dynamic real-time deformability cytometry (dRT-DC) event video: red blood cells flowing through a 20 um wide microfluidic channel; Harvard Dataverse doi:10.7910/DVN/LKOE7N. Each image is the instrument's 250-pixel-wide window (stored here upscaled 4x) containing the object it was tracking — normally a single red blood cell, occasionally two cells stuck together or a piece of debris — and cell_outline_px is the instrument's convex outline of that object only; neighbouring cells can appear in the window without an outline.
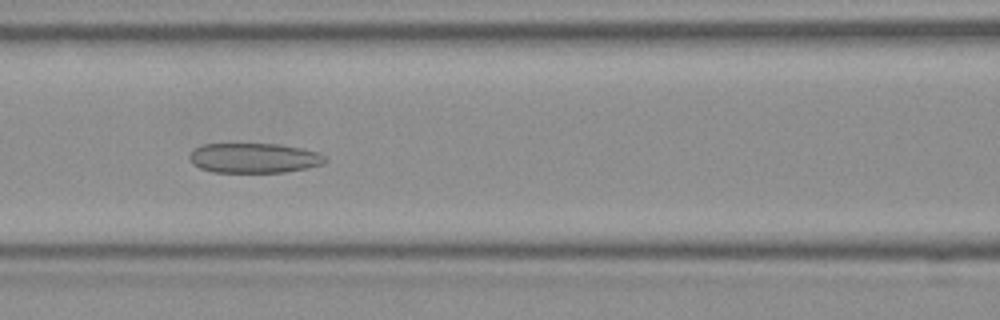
{"species": "Egyptian fruit bat (a non-hibernating species)", "species_latin": "Rousettus aegyptiacus", "temperature_condition": "room temperature", "stored_images_in_passage": 39, "camera_frame_rate_fps": 3000, "um_per_image_px": 0.085, "frame": {"image": 1, "passage_image": 13, "time_ms": 4.0, "image_size_px": [1000, 320], "cell_outline_px": [[328, 160], [324, 164], [308, 168], [284, 172], [212, 172], [200, 168], [192, 164], [188, 156], [192, 148], [200, 144], [280, 144], [300, 148], [316, 152], [324, 156]], "centroid_in_image_um": [21.55, 13.43], "position_along_channel_um": 145.0, "area_um2": 23.81}}
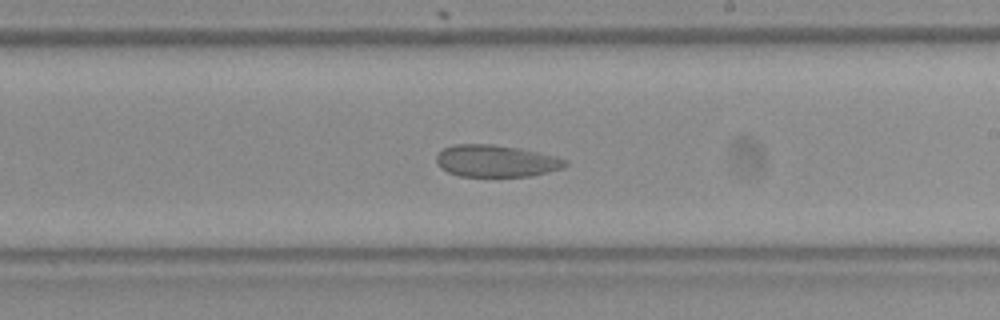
{"frame": {"image": 2, "passage_image": 21, "time_ms": 6.667, "image_size_px": [1000, 320], "cell_outline_px": [[568, 164], [564, 168], [548, 172], [528, 176], [460, 176], [448, 172], [440, 168], [436, 160], [436, 156], [444, 148], [456, 144], [492, 144], [520, 148], [556, 156], [568, 160]], "centroid_in_image_um": [42.19, 13.68], "position_along_channel_um": 246.8, "area_um2": 24.04}}
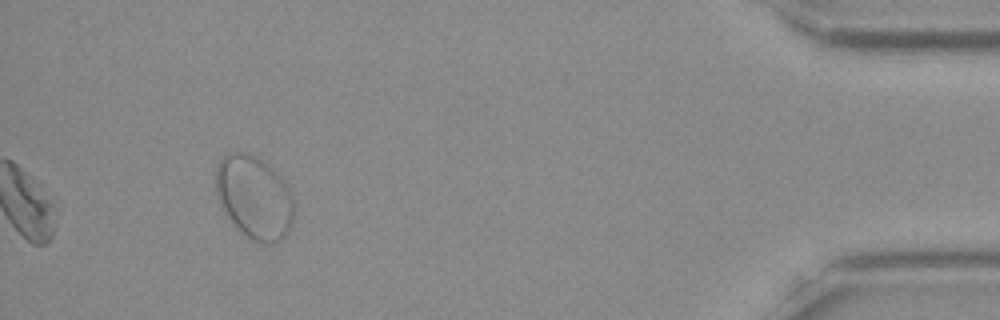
{"frame": {"image": 3, "passage_image": 39, "time_ms": 12.667, "image_size_px": [1000, 320], "cell_outline_px": [[296, 212], [288, 232], [284, 240], [276, 244], [260, 244], [252, 240], [240, 232], [228, 216], [220, 204], [216, 192], [216, 164], [228, 152], [248, 152], [264, 160], [288, 184], [292, 192], [296, 208]], "centroid_in_image_um": [21.66, 16.79], "position_along_channel_um": 413.5, "area_um2": 38.84}, "authors_computed_cell_mechanics": {"area_um2": 24.4494, "velocity_mm_per_s": 3.8327, "shape_relaxation_time_tau1_ms": null, "shape_relaxation_time_tau2_ms": 1.456, "deformation_change_tau1": null, "deformation_change_tau2": 0.0518}}